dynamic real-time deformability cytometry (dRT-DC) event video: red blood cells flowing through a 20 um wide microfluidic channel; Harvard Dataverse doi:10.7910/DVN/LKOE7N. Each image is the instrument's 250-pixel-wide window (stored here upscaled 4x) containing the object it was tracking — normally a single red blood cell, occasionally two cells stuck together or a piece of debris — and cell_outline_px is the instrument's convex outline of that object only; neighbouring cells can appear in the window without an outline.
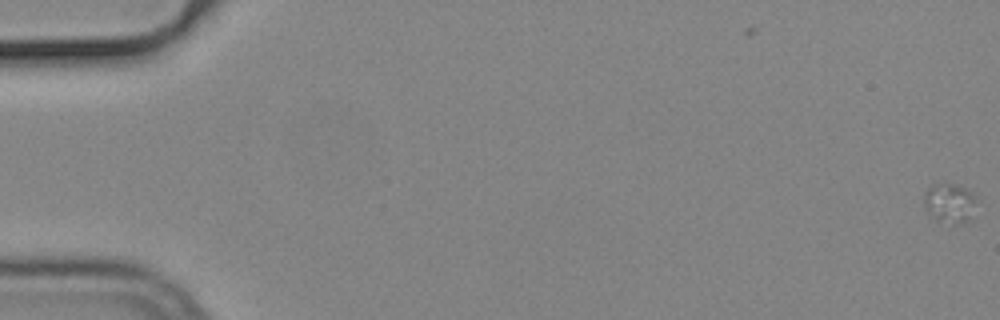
{"species": "common noctule bat (a hibernating species)", "species_latin": "Nyctalus noctula", "temperature_condition": "cold", "stored_images_in_passage": 2, "camera_frame_rate_fps": 3000, "um_per_image_px": 0.085, "animal": {"sex": "male", "body_mass_g": 19.2, "forearm_length_mm": 51.8}, "frame": {"image": 1, "passage_image": 2, "time_ms": 0.333, "image_size_px": [1000, 320], "cell_outline_px": [[976, 200], [968, 220], [936, 220], [924, 208], [924, 192], [932, 184], [940, 180], [944, 180], [964, 188], [972, 192]], "centroid_in_image_um": [80.64, 17.13], "position_along_channel_um": 4.4, "area_um2": 11.73}}